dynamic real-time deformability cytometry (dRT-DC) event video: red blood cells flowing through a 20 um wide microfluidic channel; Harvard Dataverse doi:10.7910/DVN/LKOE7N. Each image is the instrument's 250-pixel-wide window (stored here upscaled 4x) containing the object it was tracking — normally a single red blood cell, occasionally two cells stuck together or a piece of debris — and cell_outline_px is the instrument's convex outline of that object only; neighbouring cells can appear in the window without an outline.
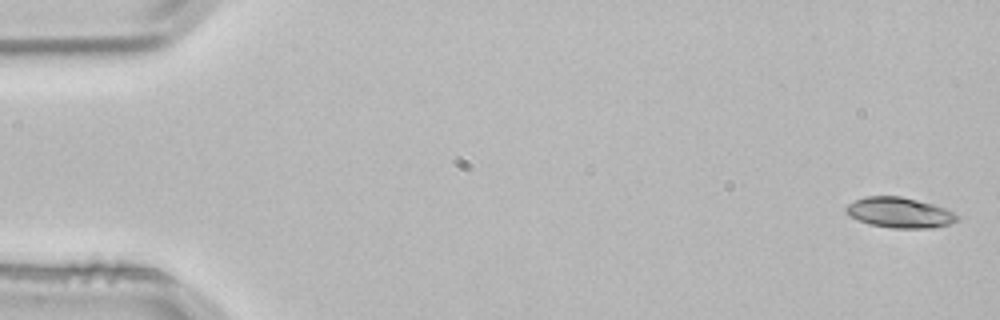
{"species": "common noctule bat (a hibernating species)", "species_latin": "Nyctalus noctula", "temperature_condition": "room temperature", "stored_images_in_passage": 4, "camera_frame_rate_fps": 3000, "um_per_image_px": 0.085, "animal": {"sex": "male", "body_mass_g": 21.5, "forearm_length_mm": 52.0}, "frame": {"image": 1, "passage_image": 1, "time_ms": 0.0, "image_size_px": [1000, 320], "cell_outline_px": [[960, 216], [952, 224], [932, 228], [892, 228], [868, 224], [844, 212], [844, 208], [848, 204], [864, 196], [900, 196], [932, 204], [944, 208]], "centroid_in_image_um": [76.46, 18.08], "position_along_channel_um": 8.5, "area_um2": 19.59}}
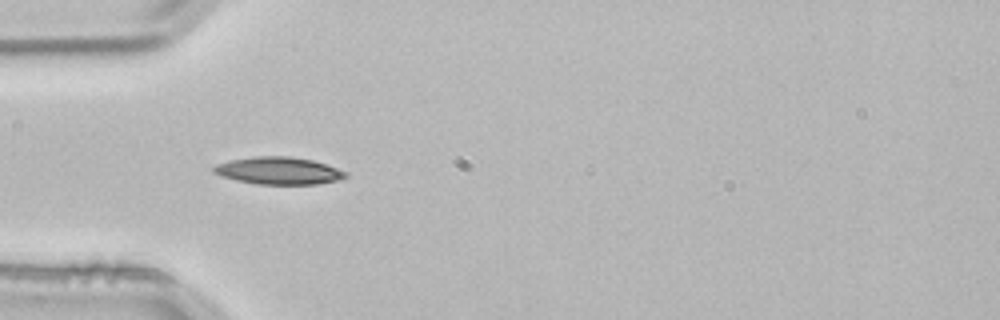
{"frame": {"image": 2, "passage_image": 4, "time_ms": 1.0, "image_size_px": [1000, 320], "cell_outline_px": [[348, 176], [336, 180], [316, 184], [256, 184], [236, 180], [220, 176], [212, 172], [212, 168], [216, 164], [228, 160], [256, 156], [292, 156], [312, 160], [348, 172]], "centroid_in_image_um": [23.63, 14.5], "position_along_channel_um": 61.4, "area_um2": 21.04}}